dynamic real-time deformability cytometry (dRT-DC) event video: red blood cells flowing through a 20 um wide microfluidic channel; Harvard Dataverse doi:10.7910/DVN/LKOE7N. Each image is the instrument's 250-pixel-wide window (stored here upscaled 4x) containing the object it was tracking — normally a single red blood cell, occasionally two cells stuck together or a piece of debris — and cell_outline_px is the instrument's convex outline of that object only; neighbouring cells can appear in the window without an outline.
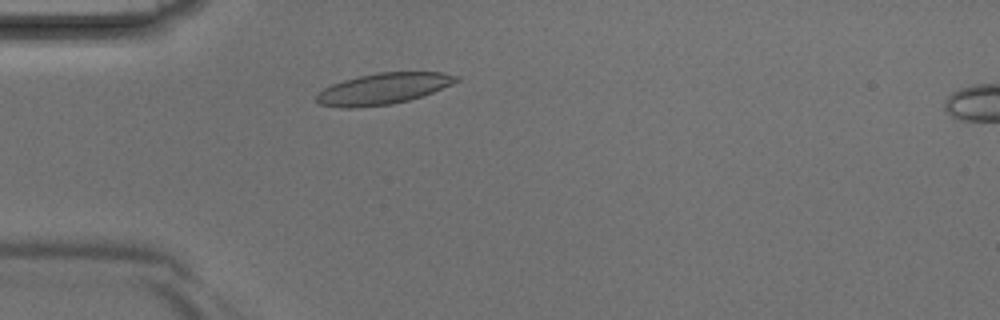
{"species": "Egyptian fruit bat (a non-hibernating species)", "species_latin": "Rousettus aegyptiacus", "temperature_condition": "room temperature", "stored_images_in_passage": 3, "camera_frame_rate_fps": 3000, "um_per_image_px": 0.085, "animal": {"sex": "male"}, "frame": {"image": 1, "passage_image": 2, "time_ms": 0.333, "image_size_px": [1000, 320], "cell_outline_px": [[460, 80], [452, 84], [432, 92], [408, 100], [392, 104], [356, 108], [340, 108], [320, 104], [316, 100], [316, 96], [324, 88], [332, 84], [344, 80], [360, 76], [380, 72], [440, 72], [460, 76]], "centroid_in_image_um": [32.57, 7.54], "position_along_channel_um": 52.4, "area_um2": 25.2}}